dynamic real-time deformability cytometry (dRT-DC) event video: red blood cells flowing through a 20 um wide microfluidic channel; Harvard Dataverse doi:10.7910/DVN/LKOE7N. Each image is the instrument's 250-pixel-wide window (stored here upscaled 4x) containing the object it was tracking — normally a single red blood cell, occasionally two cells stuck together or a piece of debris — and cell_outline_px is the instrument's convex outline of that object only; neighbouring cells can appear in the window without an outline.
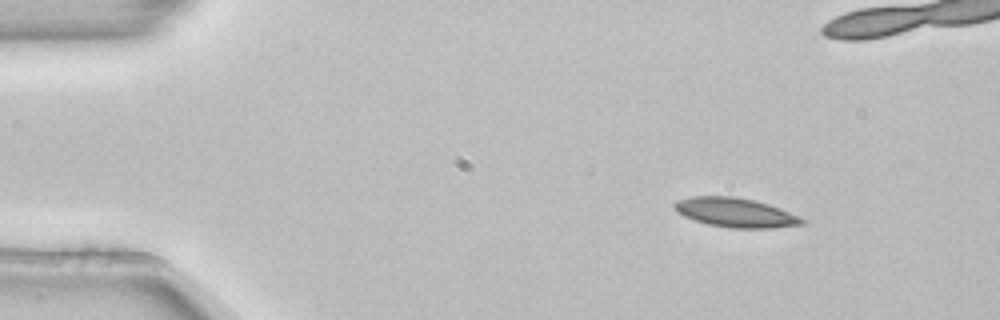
{"species": "common noctule bat (a hibernating species)", "species_latin": "Nyctalus noctula", "temperature_condition": "room temperature", "stored_images_in_passage": 4, "camera_frame_rate_fps": 3000, "um_per_image_px": 0.085, "animal": {"sex": "female", "body_mass_g": 22.7, "forearm_length_mm": 54.2}, "frame": {"image": 1, "passage_image": 1, "time_ms": 0.0, "image_size_px": [1000, 320], "cell_outline_px": [[808, 220], [804, 224], [772, 228], [732, 228], [708, 224], [684, 216], [676, 212], [672, 208], [672, 204], [676, 200], [692, 196], [736, 196], [768, 204]], "centroid_in_image_um": [62.47, 18.06], "position_along_channel_um": 22.5, "area_um2": 21.79}}